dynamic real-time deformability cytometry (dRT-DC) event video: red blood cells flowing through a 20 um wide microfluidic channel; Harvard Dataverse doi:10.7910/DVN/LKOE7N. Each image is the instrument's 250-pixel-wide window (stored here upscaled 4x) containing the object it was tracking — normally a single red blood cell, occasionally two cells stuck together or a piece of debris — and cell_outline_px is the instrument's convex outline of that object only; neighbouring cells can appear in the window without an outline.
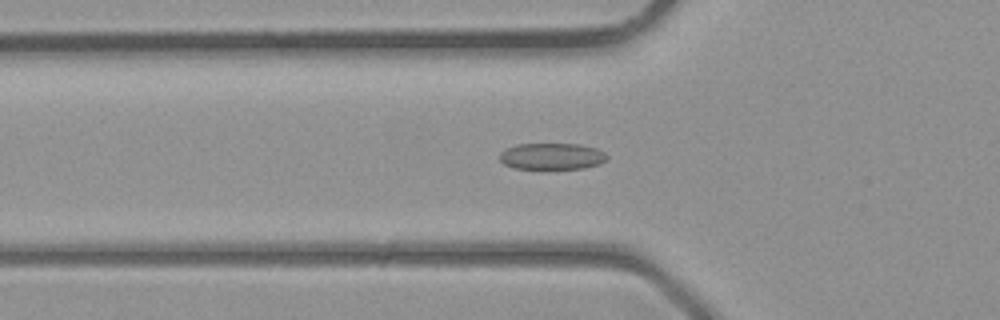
{"species": "common noctule bat (a hibernating species)", "species_latin": "Nyctalus noctula", "temperature_condition": "room temperature", "stored_images_in_passage": 40, "camera_frame_rate_fps": 3000, "um_per_image_px": 0.085, "animal": {"sex": "male", "body_mass_g": 23.1, "forearm_length_mm": 52.7}, "frame": {"image": 1, "passage_image": 14, "time_ms": 4.333, "image_size_px": [1000, 320], "cell_outline_px": [[608, 160], [600, 164], [584, 168], [512, 168], [504, 164], [500, 160], [500, 152], [504, 148], [516, 144], [580, 144], [596, 148], [604, 152], [608, 156]], "centroid_in_image_um": [46.91, 13.27], "position_along_channel_um": 78.9, "area_um2": 16.65}}
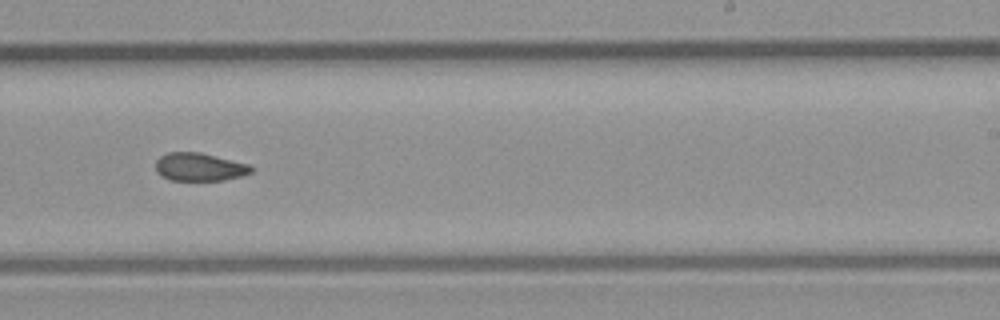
{"frame": {"image": 2, "passage_image": 25, "time_ms": 8.0, "image_size_px": [1000, 320], "cell_outline_px": [[256, 168], [252, 172], [244, 176], [224, 180], [172, 180], [160, 176], [156, 172], [156, 160], [160, 156], [168, 152], [200, 152], [248, 164]], "centroid_in_image_um": [16.97, 14.19], "position_along_channel_um": 272.0, "area_um2": 15.78}}
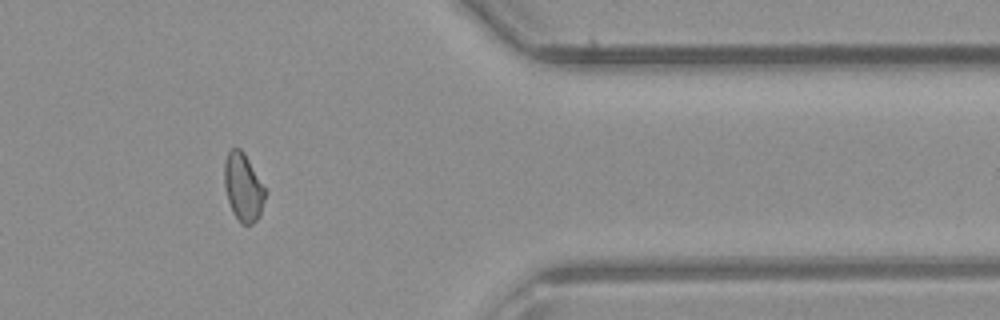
{"frame": {"image": 3, "passage_image": 33, "time_ms": 10.667, "image_size_px": [1000, 320], "cell_outline_px": [[268, 192], [260, 216], [252, 224], [240, 224], [232, 212], [228, 200], [224, 184], [224, 160], [228, 152], [232, 148], [240, 148], [244, 152]], "centroid_in_image_um": [20.69, 15.93], "position_along_channel_um": 390.7, "area_um2": 16.47}}